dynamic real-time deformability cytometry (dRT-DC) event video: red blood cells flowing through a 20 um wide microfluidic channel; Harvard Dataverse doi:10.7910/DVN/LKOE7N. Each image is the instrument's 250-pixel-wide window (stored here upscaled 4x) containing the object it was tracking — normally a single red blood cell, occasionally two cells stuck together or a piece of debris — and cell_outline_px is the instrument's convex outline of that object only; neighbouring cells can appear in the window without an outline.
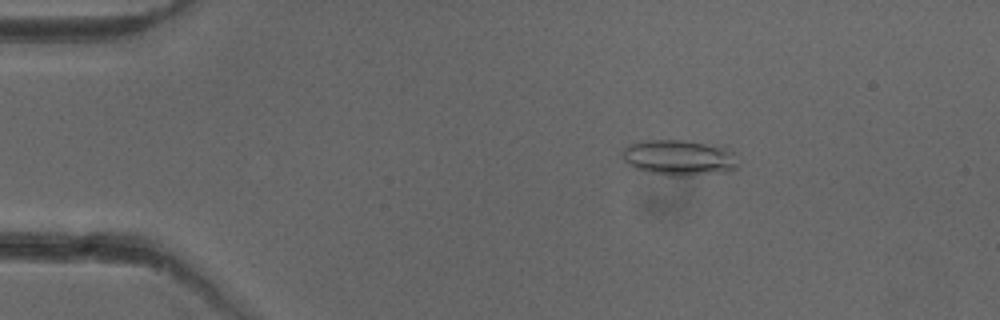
{"species": "common noctule bat (a hibernating species)", "species_latin": "Nyctalus noctula", "temperature_condition": "cold", "stored_images_in_passage": 51, "camera_frame_rate_fps": 3000, "um_per_image_px": 0.085, "animal": {"sex": "female"}, "frame": {"image": 1, "passage_image": 8, "time_ms": 2.333, "image_size_px": [1000, 320], "cell_outline_px": [[736, 168], [728, 172], [684, 176], [676, 176], [648, 172], [636, 168], [628, 164], [620, 156], [620, 152], [628, 144], [640, 140], [684, 140], [720, 144], [728, 148], [732, 152], [736, 164]], "centroid_in_image_um": [57.7, 13.38], "position_along_channel_um": 27.3, "area_um2": 24.45}}
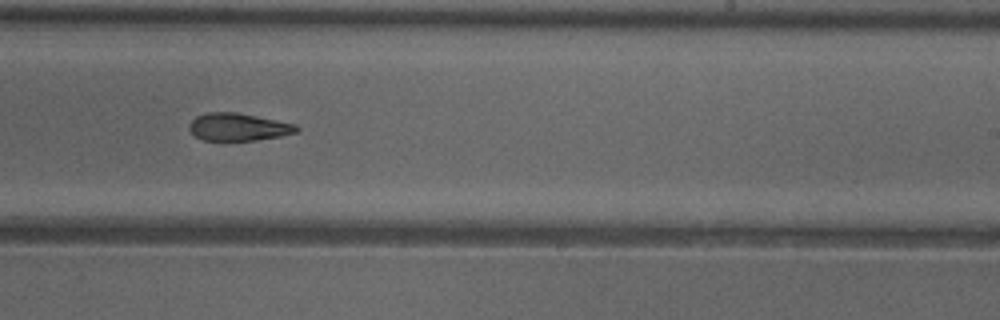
{"frame": {"image": 2, "passage_image": 31, "time_ms": 10.0, "image_size_px": [1000, 320], "cell_outline_px": [[300, 128], [296, 132], [280, 136], [256, 140], [204, 140], [196, 136], [188, 128], [188, 124], [196, 116], [208, 112], [236, 112], [296, 124]], "centroid_in_image_um": [20.24, 10.78], "position_along_channel_um": 268.8, "area_um2": 17.11}}
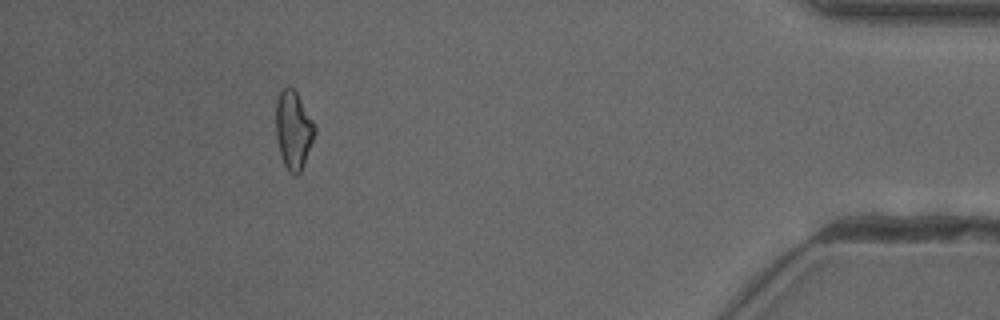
{"frame": {"image": 3, "passage_image": 46, "time_ms": 15.0, "image_size_px": [1000, 320], "cell_outline_px": [[316, 132], [304, 164], [300, 172], [296, 176], [284, 164], [280, 156], [276, 136], [276, 104], [280, 92], [288, 84], [296, 92], [316, 124]], "centroid_in_image_um": [24.95, 11.03], "position_along_channel_um": 410.2, "area_um2": 17.69}, "authors_computed_cell_mechanics": {"area_um2": 18.4382, "velocity_mm_per_s": 3.9938, "shape_relaxation_time_tau1_ms": 9.301, "shape_relaxation_time_tau2_ms": 5.3448, "deformation_change_tau1": 0.1886, "deformation_change_tau2": 0.1481}}